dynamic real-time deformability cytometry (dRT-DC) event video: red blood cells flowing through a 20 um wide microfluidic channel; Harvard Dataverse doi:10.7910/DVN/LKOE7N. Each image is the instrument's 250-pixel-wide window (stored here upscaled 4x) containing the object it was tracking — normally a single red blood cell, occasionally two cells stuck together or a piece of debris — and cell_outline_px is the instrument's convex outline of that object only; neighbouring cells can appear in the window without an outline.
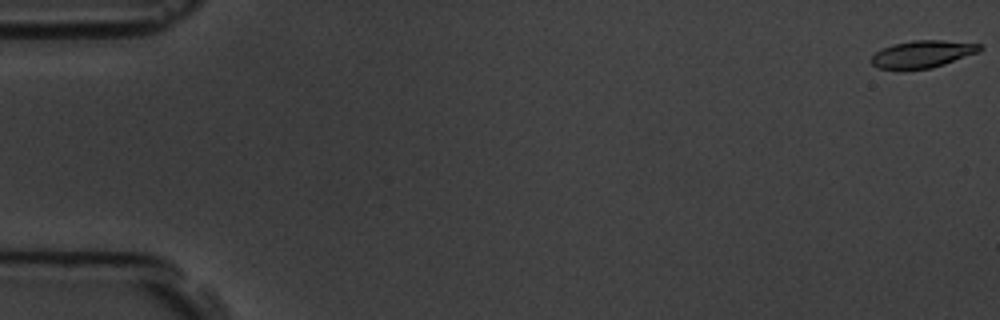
{"species": "common noctule bat (a hibernating species)", "species_latin": "Nyctalus noctula", "temperature_condition": "room temperature", "stored_images_in_passage": 6, "camera_frame_rate_fps": 3000, "um_per_image_px": 0.085, "animal": {"sex": "male", "body_mass_g": 19.5, "forearm_length_mm": 54.6}, "frame": {"image": 1, "passage_image": 1, "time_ms": 0.0, "image_size_px": [1000, 320], "cell_outline_px": [[984, 48], [980, 52], [932, 68], [880, 68], [872, 64], [872, 56], [876, 52], [892, 44], [912, 40], [940, 40], [980, 44]], "centroid_in_image_um": [78.47, 4.57], "position_along_channel_um": 6.5, "area_um2": 16.88}}
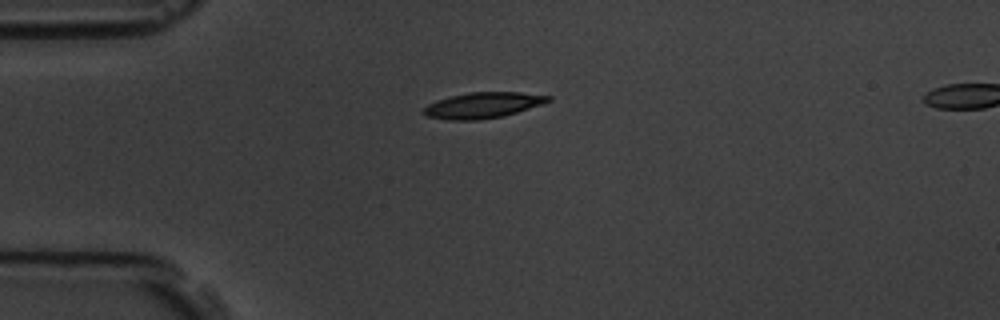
{"frame": {"image": 2, "passage_image": 5, "time_ms": 4.667, "image_size_px": [1000, 320], "cell_outline_px": [[552, 100], [504, 116], [476, 120], [448, 120], [424, 116], [420, 112], [428, 104], [436, 100], [448, 96], [468, 92], [520, 92], [552, 96]], "centroid_in_image_um": [40.97, 8.94], "position_along_channel_um": 44.0, "area_um2": 18.84}}